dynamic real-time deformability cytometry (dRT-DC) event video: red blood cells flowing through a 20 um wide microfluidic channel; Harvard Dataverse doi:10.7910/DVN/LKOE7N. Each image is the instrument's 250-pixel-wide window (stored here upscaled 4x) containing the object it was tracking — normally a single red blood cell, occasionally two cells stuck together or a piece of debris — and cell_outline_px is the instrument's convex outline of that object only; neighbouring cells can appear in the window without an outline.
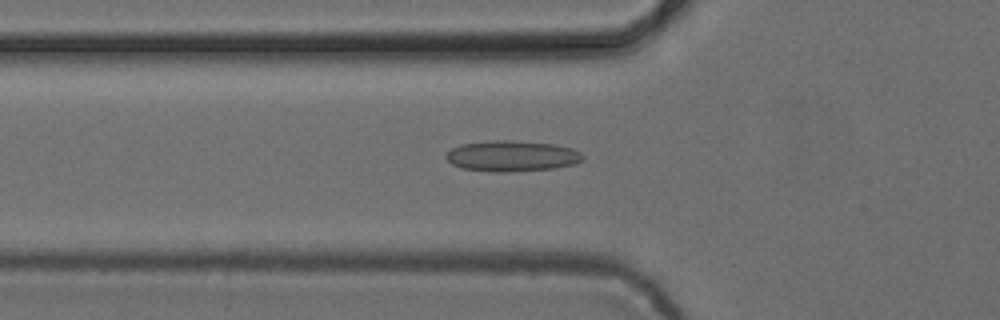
{"species": "common noctule bat (a hibernating species)", "species_latin": "Nyctalus noctula", "temperature_condition": "cold", "stored_images_in_passage": 26, "camera_frame_rate_fps": 3000, "um_per_image_px": 0.085, "animal": {"sex": "female", "body_mass_g": 24.6, "forearm_length_mm": 56.2}, "frame": {"image": 1, "passage_image": 8, "time_ms": 2.333, "image_size_px": [1000, 320], "cell_outline_px": [[584, 160], [576, 164], [556, 168], [508, 172], [492, 172], [464, 168], [452, 164], [444, 156], [452, 148], [460, 144], [492, 140], [508, 140], [552, 144], [572, 148], [580, 152], [584, 156]], "centroid_in_image_um": [43.53, 13.26], "position_along_channel_um": 82.3, "area_um2": 24.62}}
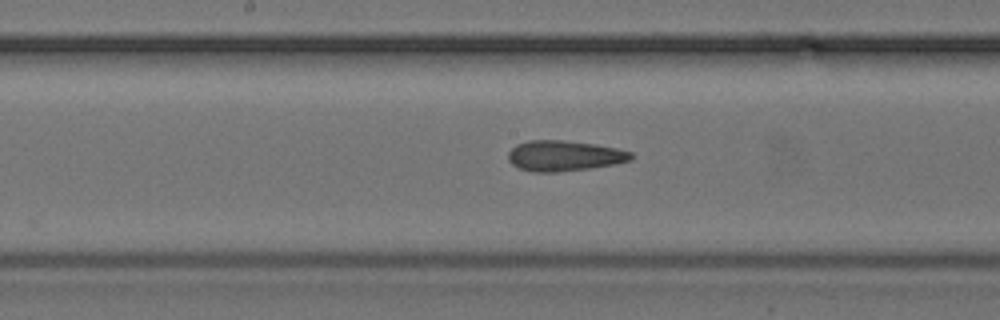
{"frame": {"image": 2, "passage_image": 17, "time_ms": 5.333, "image_size_px": [1000, 320], "cell_outline_px": [[632, 160], [616, 164], [592, 168], [556, 172], [532, 172], [520, 168], [512, 164], [508, 160], [508, 152], [516, 144], [528, 140], [564, 140], [596, 144], [616, 148], [632, 152]], "centroid_in_image_um": [47.96, 13.24], "position_along_channel_um": 200.2, "area_um2": 22.02}}
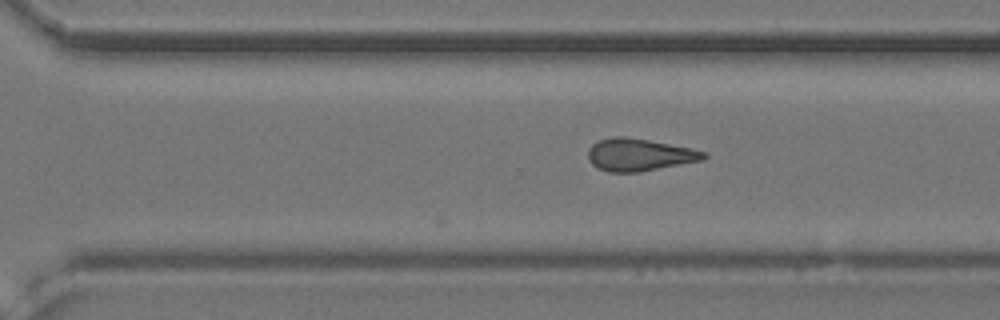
{"frame": {"image": 3, "passage_image": 26, "time_ms": 8.333, "image_size_px": [1000, 320], "cell_outline_px": [[708, 156], [704, 160], [640, 172], [608, 172], [596, 168], [588, 160], [588, 148], [592, 144], [600, 140], [612, 136], [624, 136], [648, 140], [692, 148], [708, 152]], "centroid_in_image_um": [54.35, 13.16], "position_along_channel_um": 316.3, "area_um2": 22.08}}